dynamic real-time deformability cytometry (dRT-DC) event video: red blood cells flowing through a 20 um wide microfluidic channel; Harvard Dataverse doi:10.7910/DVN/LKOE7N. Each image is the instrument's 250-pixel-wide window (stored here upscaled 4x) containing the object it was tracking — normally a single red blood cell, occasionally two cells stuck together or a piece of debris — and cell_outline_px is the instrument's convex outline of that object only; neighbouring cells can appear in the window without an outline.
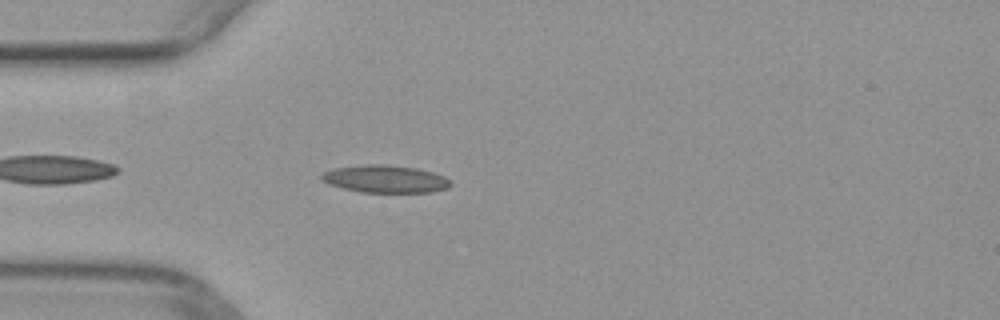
{"species": "common noctule bat (a hibernating species)", "species_latin": "Nyctalus noctula", "temperature_condition": "warm", "stored_images_in_passage": 39, "camera_frame_rate_fps": 3000, "um_per_image_px": 0.085, "animal": {"sex": "female", "body_mass_g": 29.2, "forearm_length_mm": 56.3}, "frame": {"image": 1, "passage_image": 3, "time_ms": 0.667, "image_size_px": [1000, 320], "cell_outline_px": [[452, 184], [448, 188], [428, 192], [360, 192], [344, 188], [320, 180], [320, 176], [324, 172], [336, 168], [368, 164], [384, 164], [416, 168], [432, 172], [444, 176], [452, 180]], "centroid_in_image_um": [32.78, 15.21], "position_along_channel_um": 52.2, "area_um2": 20.52}}
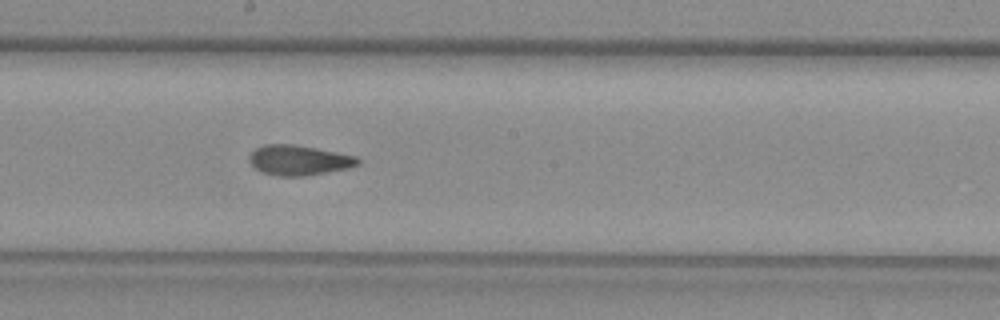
{"frame": {"image": 2, "passage_image": 16, "time_ms": 5.0, "image_size_px": [1000, 320], "cell_outline_px": [[360, 164], [348, 168], [304, 176], [280, 176], [260, 172], [248, 160], [248, 156], [256, 148], [264, 144], [296, 144], [356, 156], [360, 160]], "centroid_in_image_um": [25.39, 13.61], "position_along_channel_um": 222.8, "area_um2": 19.02}}
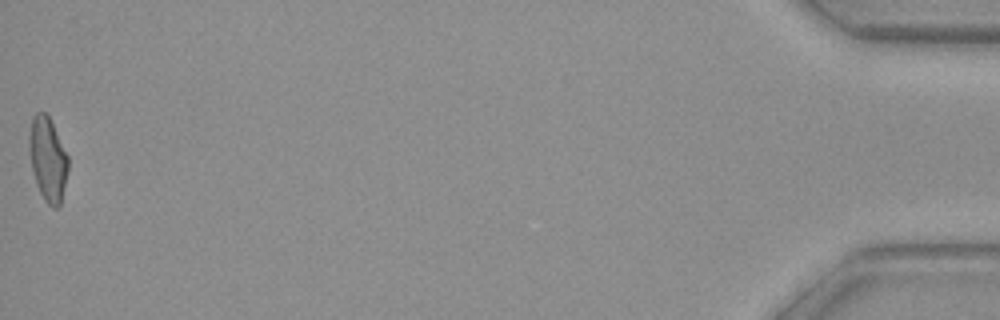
{"frame": {"image": 3, "passage_image": 39, "time_ms": 12.667, "image_size_px": [1000, 320], "cell_outline_px": [[68, 168], [60, 204], [56, 208], [52, 208], [44, 200], [36, 184], [32, 168], [28, 148], [28, 136], [32, 116], [36, 112], [44, 112], [48, 116], [68, 156]], "centroid_in_image_um": [4.03, 13.52], "position_along_channel_um": 431.2, "area_um2": 18.9}}